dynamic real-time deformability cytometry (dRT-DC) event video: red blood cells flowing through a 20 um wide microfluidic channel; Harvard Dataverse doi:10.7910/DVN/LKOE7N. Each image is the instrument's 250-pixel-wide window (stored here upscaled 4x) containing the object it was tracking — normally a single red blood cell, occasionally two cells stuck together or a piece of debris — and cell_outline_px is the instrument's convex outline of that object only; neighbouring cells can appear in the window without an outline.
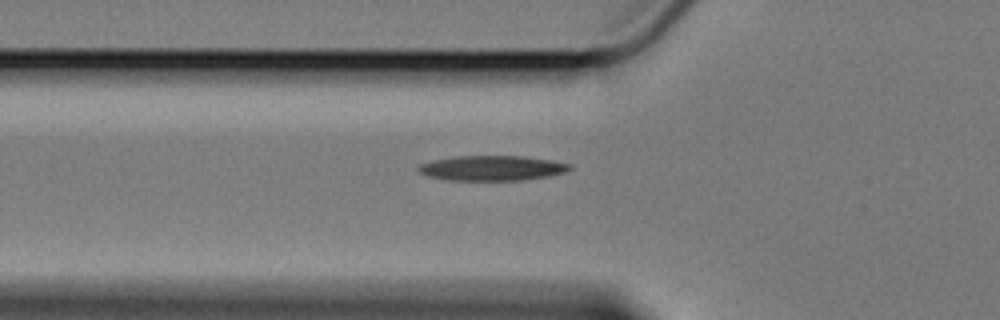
{"species": "Egyptian fruit bat (a non-hibernating species)", "species_latin": "Rousettus aegyptiacus", "temperature_condition": "cold", "stored_images_in_passage": 38, "camera_frame_rate_fps": 3000, "um_per_image_px": 0.085, "animal": {"sex": "female"}, "frame": {"image": 1, "passage_image": 3, "time_ms": 0.667, "image_size_px": [1000, 320], "cell_outline_px": [[572, 168], [568, 172], [548, 176], [524, 180], [448, 180], [428, 176], [420, 172], [416, 168], [420, 164], [452, 156], [524, 156], [552, 160], [572, 164]], "centroid_in_image_um": [41.88, 14.28], "position_along_channel_um": 83.9, "area_um2": 22.14}}
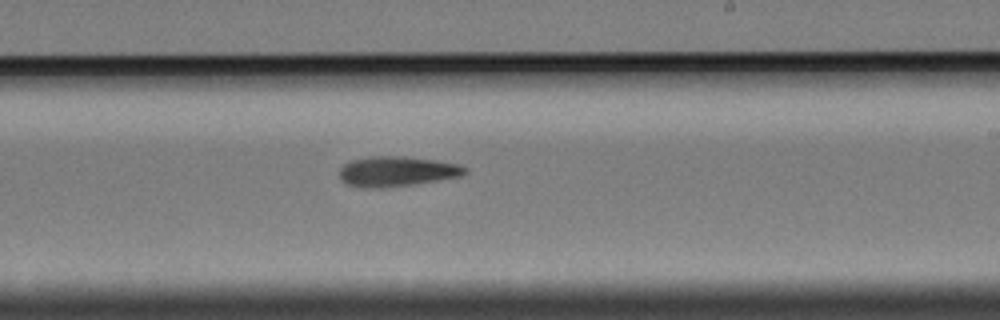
{"frame": {"image": 2, "passage_image": 18, "time_ms": 5.667, "image_size_px": [1000, 320], "cell_outline_px": [[468, 172], [460, 176], [416, 184], [384, 188], [360, 188], [344, 184], [340, 180], [340, 168], [344, 164], [352, 160], [372, 156], [404, 156], [436, 160], [456, 164], [468, 168]], "centroid_in_image_um": [33.69, 14.58], "position_along_channel_um": 255.3, "area_um2": 22.25}}
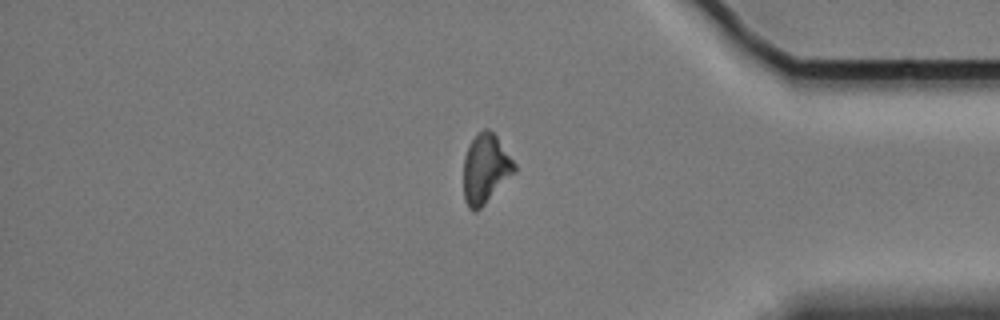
{"frame": {"image": 3, "passage_image": 32, "time_ms": 10.333, "image_size_px": [1000, 320], "cell_outline_px": [[516, 172], [476, 212], [472, 212], [468, 208], [464, 200], [464, 156], [468, 144], [484, 128], [488, 128], [496, 136], [516, 164]], "centroid_in_image_um": [41.26, 14.37], "position_along_channel_um": 393.9, "area_um2": 20.52}}